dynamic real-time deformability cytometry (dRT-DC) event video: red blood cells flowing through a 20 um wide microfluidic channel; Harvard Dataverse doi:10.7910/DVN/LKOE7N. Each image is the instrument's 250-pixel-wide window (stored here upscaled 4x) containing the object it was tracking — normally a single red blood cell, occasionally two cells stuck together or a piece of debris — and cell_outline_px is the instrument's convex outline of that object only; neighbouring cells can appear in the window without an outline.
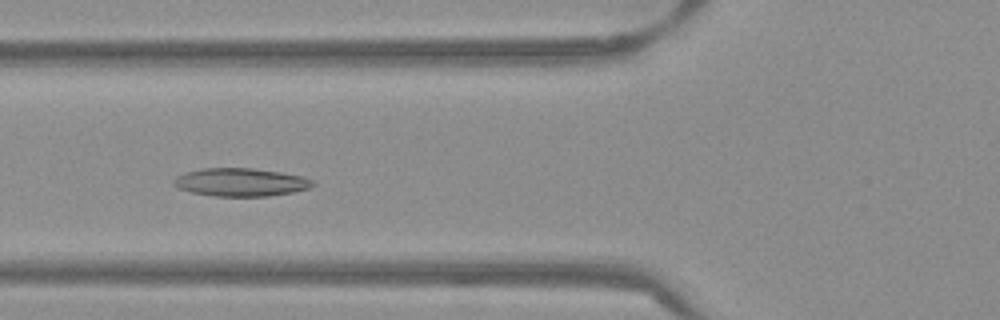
{"species": "Egyptian fruit bat (a non-hibernating species)", "species_latin": "Rousettus aegyptiacus", "temperature_condition": "warm", "stored_images_in_passage": 53, "camera_frame_rate_fps": 3000, "um_per_image_px": 0.085, "frame": {"image": 1, "passage_image": 20, "time_ms": 6.333, "image_size_px": [1000, 320], "cell_outline_px": [[316, 184], [308, 188], [292, 192], [268, 196], [212, 196], [192, 192], [176, 188], [172, 184], [172, 180], [176, 176], [184, 172], [200, 168], [252, 168], [280, 172], [300, 176], [312, 180]], "centroid_in_image_um": [20.38, 15.48], "position_along_channel_um": 105.4, "area_um2": 22.83}}
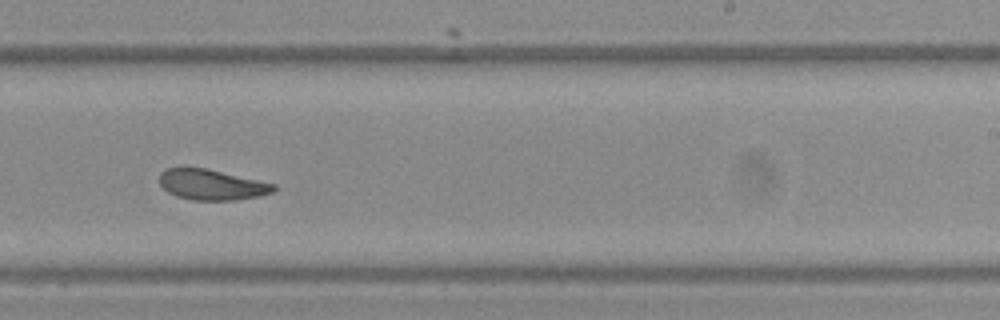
{"frame": {"image": 2, "passage_image": 33, "time_ms": 10.667, "image_size_px": [1000, 320], "cell_outline_px": [[276, 188], [272, 192], [260, 196], [236, 200], [192, 200], [176, 196], [168, 192], [160, 184], [160, 172], [164, 168], [208, 168], [276, 184]], "centroid_in_image_um": [18.0, 15.69], "position_along_channel_um": 271.0, "area_um2": 20.4}}
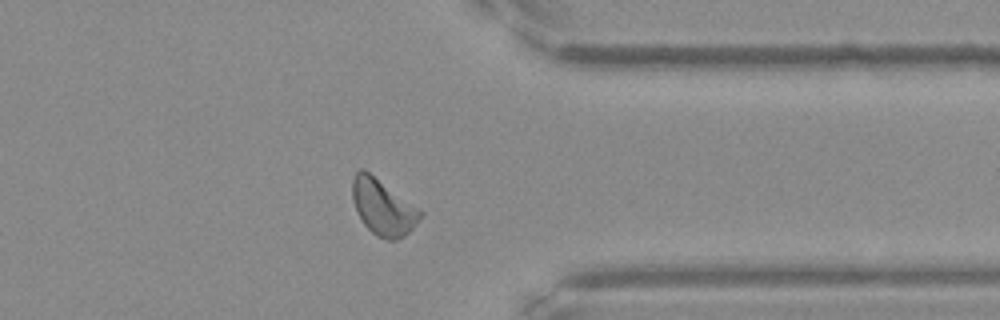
{"frame": {"image": 3, "passage_image": 42, "time_ms": 13.667, "image_size_px": [1000, 320], "cell_outline_px": [[424, 212], [412, 228], [404, 236], [396, 240], [388, 240], [376, 236], [364, 224], [356, 212], [352, 200], [352, 176], [360, 168], [364, 168], [420, 208]], "centroid_in_image_um": [32.53, 17.58], "position_along_channel_um": 378.9, "area_um2": 22.31}, "authors_computed_cell_mechanics": {"area_um2": 21.7906, "velocity_mm_per_s": 3.8214, "shape_relaxation_time_tau1_ms": null, "shape_relaxation_time_tau2_ms": 4.1206, "deformation_change_tau1": null, "deformation_change_tau2": 0.1091}}